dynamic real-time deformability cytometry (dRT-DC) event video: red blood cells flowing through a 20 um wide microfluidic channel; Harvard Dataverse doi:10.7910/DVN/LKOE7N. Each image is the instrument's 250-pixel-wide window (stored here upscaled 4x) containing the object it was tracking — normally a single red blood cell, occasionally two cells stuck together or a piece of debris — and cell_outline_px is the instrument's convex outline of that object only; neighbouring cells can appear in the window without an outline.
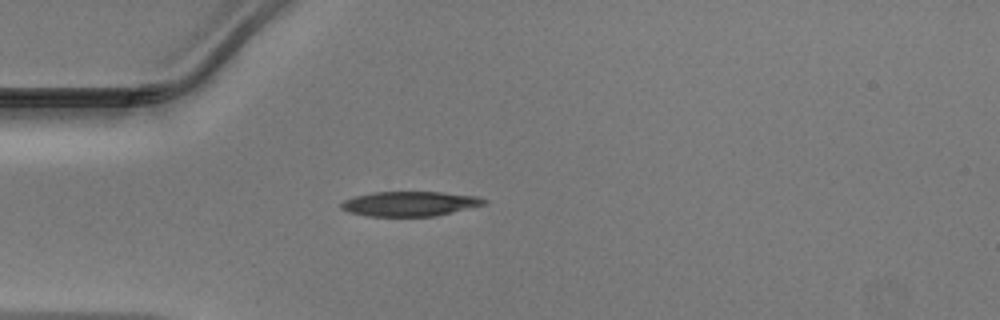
{"species": "Egyptian fruit bat (a non-hibernating species)", "species_latin": "Rousettus aegyptiacus", "temperature_condition": "warm", "stored_images_in_passage": 36, "camera_frame_rate_fps": 3000, "um_per_image_px": 0.085, "animal": {"sex": "male"}, "frame": {"image": 1, "passage_image": 1, "time_ms": 0.0, "image_size_px": [1000, 320], "cell_outline_px": [[488, 204], [436, 216], [368, 216], [348, 212], [340, 208], [340, 204], [344, 200], [356, 196], [372, 192], [440, 192], [480, 196], [488, 200]], "centroid_in_image_um": [34.89, 17.32], "position_along_channel_um": 50.1, "area_um2": 20.81}}
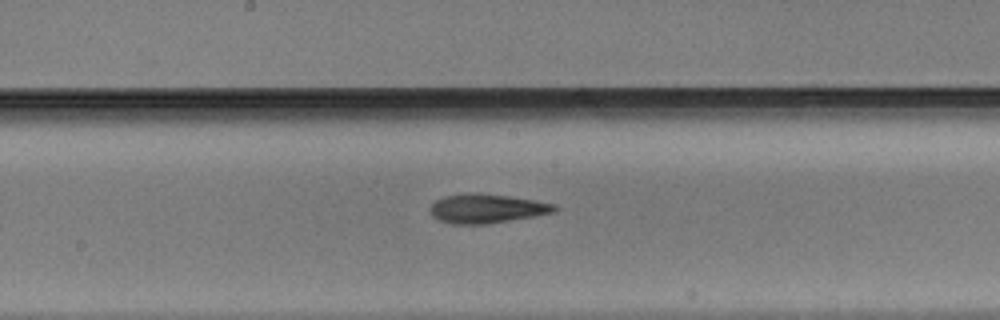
{"frame": {"image": 2, "passage_image": 13, "time_ms": 4.0, "image_size_px": [1000, 320], "cell_outline_px": [[560, 208], [556, 212], [536, 216], [488, 224], [452, 224], [440, 220], [432, 216], [428, 208], [436, 200], [444, 196], [508, 196], [536, 200], [556, 204]], "centroid_in_image_um": [41.45, 17.78], "position_along_channel_um": 206.7, "area_um2": 20.46}}
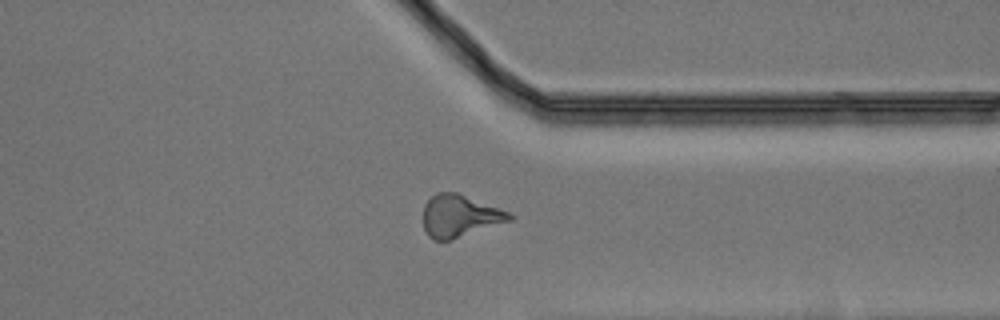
{"frame": {"image": 3, "passage_image": 25, "time_ms": 8.0, "image_size_px": [1000, 320], "cell_outline_px": [[516, 216], [512, 220], [448, 240], [432, 240], [428, 236], [424, 228], [424, 204], [436, 192], [456, 192], [512, 212]], "centroid_in_image_um": [39.1, 18.34], "position_along_channel_um": 372.3, "area_um2": 21.15}}